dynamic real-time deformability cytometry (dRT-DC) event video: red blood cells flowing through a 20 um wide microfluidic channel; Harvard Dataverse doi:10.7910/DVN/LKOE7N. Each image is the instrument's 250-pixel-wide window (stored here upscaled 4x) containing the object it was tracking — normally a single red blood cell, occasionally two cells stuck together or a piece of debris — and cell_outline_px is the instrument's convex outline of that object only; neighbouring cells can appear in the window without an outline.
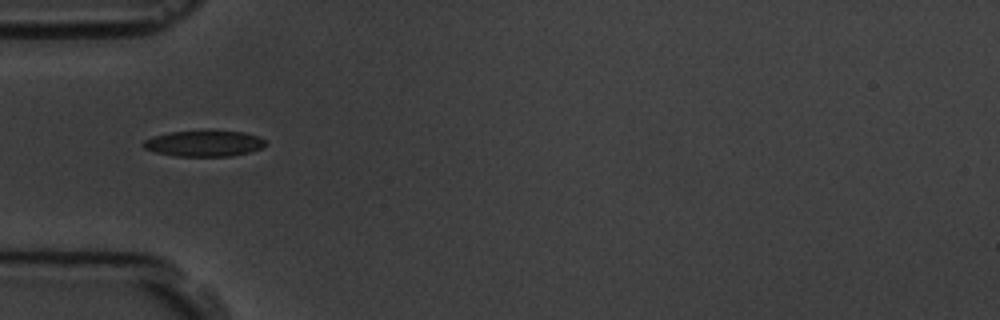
{"species": "common noctule bat (a hibernating species)", "species_latin": "Nyctalus noctula", "temperature_condition": "room temperature", "stored_images_in_passage": 2, "camera_frame_rate_fps": 3000, "um_per_image_px": 0.085, "animal": {"sex": "male", "body_mass_g": 19.5, "forearm_length_mm": 54.6}, "frame": {"image": 1, "passage_image": 1, "time_ms": 0.0, "image_size_px": [1000, 320], "cell_outline_px": [[268, 144], [264, 148], [232, 156], [176, 156], [156, 152], [144, 148], [140, 144], [144, 140], [152, 136], [168, 132], [204, 128], [244, 132], [256, 136], [264, 140]], "centroid_in_image_um": [17.33, 12.15], "position_along_channel_um": 67.7, "area_um2": 19.31}}
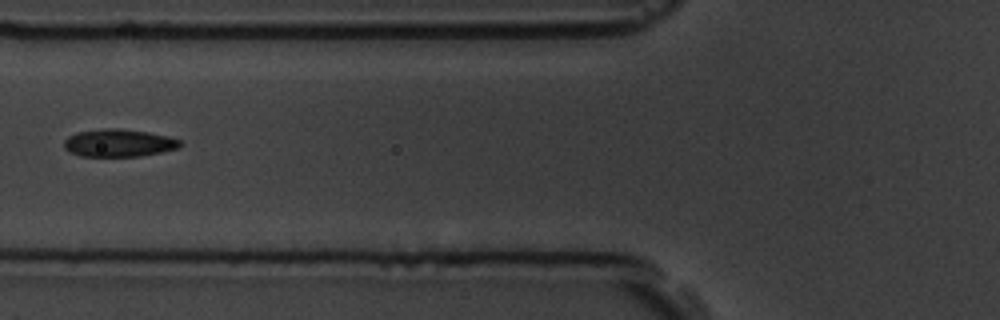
{"frame": {"image": 2, "passage_image": 2, "time_ms": 1.333, "image_size_px": [1000, 320], "cell_outline_px": [[184, 144], [176, 148], [160, 152], [140, 156], [80, 156], [68, 152], [64, 148], [64, 140], [68, 136], [76, 132], [104, 128], [120, 128], [148, 132], [168, 136], [180, 140]], "centroid_in_image_um": [10.06, 12.14], "position_along_channel_um": 115.7, "area_um2": 18.79}}